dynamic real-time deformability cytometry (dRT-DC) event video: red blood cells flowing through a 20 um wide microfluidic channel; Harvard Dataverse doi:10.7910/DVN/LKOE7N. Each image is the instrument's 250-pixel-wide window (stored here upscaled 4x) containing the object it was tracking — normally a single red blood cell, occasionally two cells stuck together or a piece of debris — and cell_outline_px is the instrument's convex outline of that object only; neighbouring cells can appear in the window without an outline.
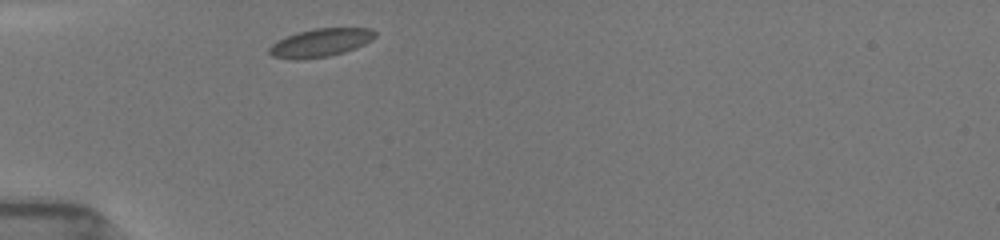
{"species": "common noctule bat (a hibernating species)", "species_latin": "Nyctalus noctula", "temperature_condition": "room temperature", "stored_images_in_passage": 20, "camera_frame_rate_fps": 3000, "um_per_image_px": 0.085, "animal": {"sex": "female", "body_mass_g": 19.5, "forearm_length_mm": 54.1}, "frame": {"image": 1, "passage_image": 1, "time_ms": 0.0, "image_size_px": [1000, 240], "cell_outline_px": [[376, 36], [372, 40], [356, 48], [344, 52], [328, 56], [304, 60], [292, 60], [272, 56], [268, 52], [268, 48], [272, 44], [296, 32], [316, 28], [372, 28], [376, 32]], "centroid_in_image_um": [27.25, 3.64], "position_along_channel_um": 57.8, "area_um2": 17.51}}
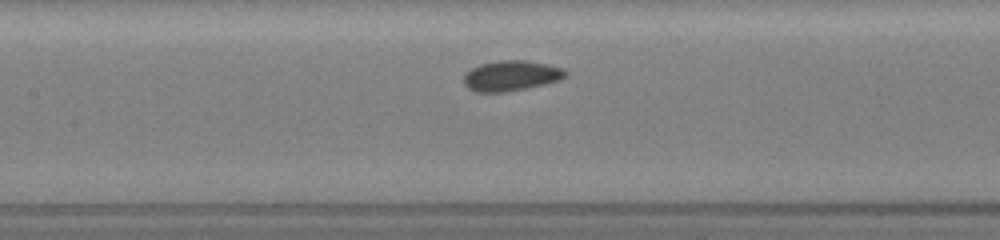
{"frame": {"image": 2, "passage_image": 9, "time_ms": 3.0, "image_size_px": [1000, 240], "cell_outline_px": [[568, 72], [564, 76], [556, 80], [544, 84], [504, 92], [476, 92], [468, 88], [464, 84], [464, 72], [480, 64], [496, 60], [524, 60], [548, 64], [564, 68]], "centroid_in_image_um": [43.4, 6.42], "position_along_channel_um": 164.0, "area_um2": 17.92}}
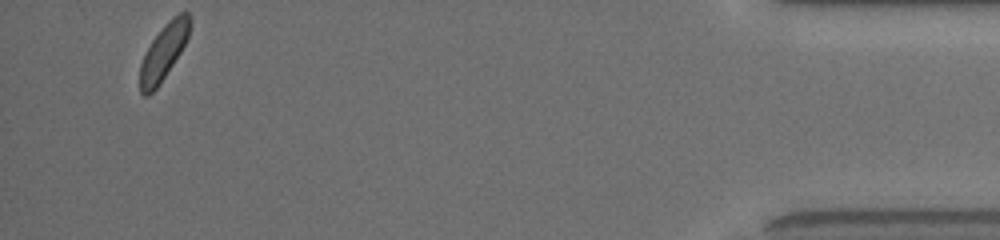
{"frame": {"image": 3, "passage_image": 20, "time_ms": 11.333, "image_size_px": [1000, 240], "cell_outline_px": [[192, 20], [188, 36], [180, 52], [156, 88], [148, 96], [144, 96], [140, 92], [140, 64], [152, 40], [168, 20], [172, 16], [180, 12], [188, 12]], "centroid_in_image_um": [13.91, 4.38], "position_along_channel_um": 421.3, "area_um2": 15.84}, "authors_computed_cell_mechanics": {"area_um2": 17.4267, "velocity_mm_per_s": 3.9028, "shape_relaxation_time_tau1_ms": 0.7812, "shape_relaxation_time_tau2_ms": 1.8048, "deformation_change_tau1": 0.0571, "deformation_change_tau2": 0.0595}}